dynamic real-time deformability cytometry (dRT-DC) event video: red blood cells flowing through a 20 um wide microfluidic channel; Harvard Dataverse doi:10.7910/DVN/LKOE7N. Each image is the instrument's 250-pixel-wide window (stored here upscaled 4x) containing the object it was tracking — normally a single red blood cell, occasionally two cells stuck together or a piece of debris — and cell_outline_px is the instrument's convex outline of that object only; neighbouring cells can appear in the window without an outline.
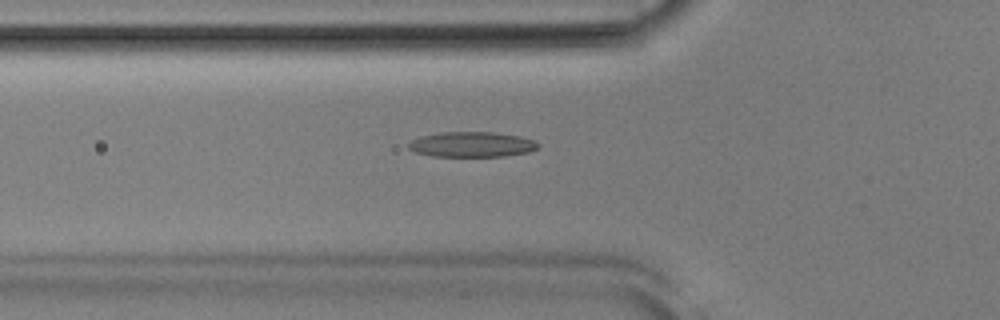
{"species": "Egyptian fruit bat (a non-hibernating species)", "species_latin": "Rousettus aegyptiacus", "temperature_condition": "room temperature", "stored_images_in_passage": 49, "camera_frame_rate_fps": 3000, "um_per_image_px": 0.085, "animal": {"sex": "male"}, "frame": {"image": 1, "passage_image": 15, "time_ms": 4.667, "image_size_px": [1000, 320], "cell_outline_px": [[540, 144], [536, 148], [528, 152], [504, 156], [432, 156], [416, 152], [408, 148], [408, 144], [412, 140], [420, 136], [444, 132], [492, 132], [520, 136], [536, 140]], "centroid_in_image_um": [40.12, 12.27], "position_along_channel_um": 85.7, "area_um2": 18.96}}
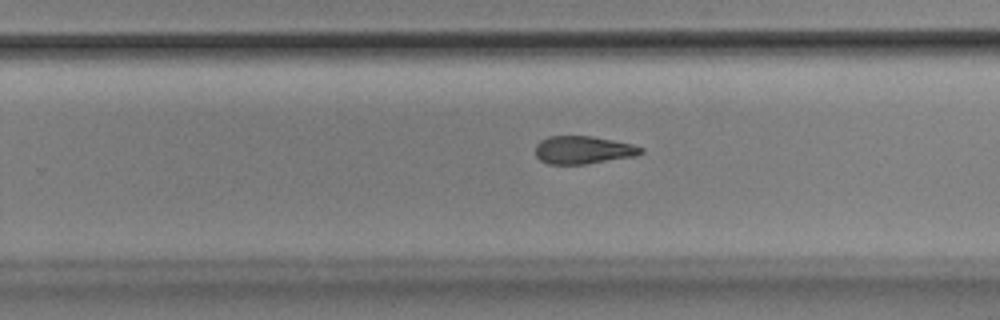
{"frame": {"image": 2, "passage_image": 30, "time_ms": 9.667, "image_size_px": [1000, 320], "cell_outline_px": [[644, 152], [636, 156], [584, 164], [548, 164], [540, 160], [536, 156], [536, 144], [540, 140], [548, 136], [592, 136], [632, 144], [644, 148]], "centroid_in_image_um": [49.56, 12.74], "position_along_channel_um": 280.2, "area_um2": 17.17}}
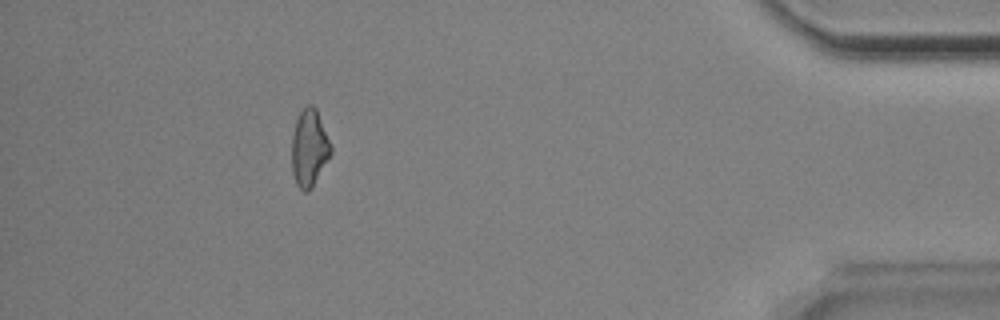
{"frame": {"image": 3, "passage_image": 44, "time_ms": 14.333, "image_size_px": [1000, 320], "cell_outline_px": [[332, 152], [312, 188], [308, 192], [304, 192], [296, 184], [292, 172], [292, 136], [296, 120], [300, 112], [308, 104], [312, 104], [316, 108], [332, 144]], "centroid_in_image_um": [26.3, 12.58], "position_along_channel_um": 408.9, "area_um2": 17.69}, "authors_computed_cell_mechanics": {"area_um2": 18.1492, "velocity_mm_per_s": 3.8911, "shape_relaxation_time_tau1_ms": 5.2499, "shape_relaxation_time_tau2_ms": 6.9316, "deformation_change_tau1": 0.1514, "deformation_change_tau2": 0.1835}}